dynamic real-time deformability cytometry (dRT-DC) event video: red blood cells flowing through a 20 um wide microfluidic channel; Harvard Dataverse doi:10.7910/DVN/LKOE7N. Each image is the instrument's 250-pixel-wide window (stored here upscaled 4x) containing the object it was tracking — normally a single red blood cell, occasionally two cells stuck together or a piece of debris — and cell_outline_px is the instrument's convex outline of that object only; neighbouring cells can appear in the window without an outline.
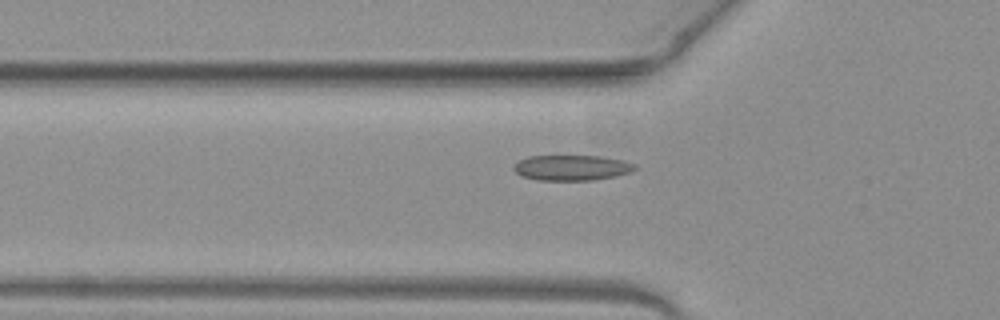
{"species": "common noctule bat (a hibernating species)", "species_latin": "Nyctalus noctula", "temperature_condition": "warm", "stored_images_in_passage": 27, "camera_frame_rate_fps": 3000, "um_per_image_px": 0.085, "animal": {"sex": "female", "body_mass_g": 19.3, "forearm_length_mm": 54.1}, "frame": {"image": 1, "passage_image": 2, "time_ms": 0.333, "image_size_px": [1000, 320], "cell_outline_px": [[636, 168], [632, 172], [616, 176], [592, 180], [536, 180], [520, 176], [512, 168], [520, 160], [528, 156], [600, 156], [624, 160], [636, 164]], "centroid_in_image_um": [48.62, 14.26], "position_along_channel_um": 77.2, "area_um2": 18.03}}
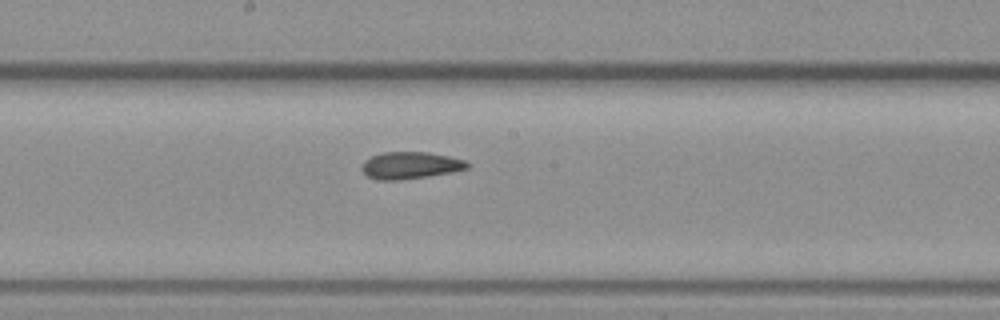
{"frame": {"image": 2, "passage_image": 12, "time_ms": 3.667, "image_size_px": [1000, 320], "cell_outline_px": [[472, 164], [468, 168], [452, 172], [428, 176], [400, 180], [376, 180], [368, 176], [360, 168], [364, 160], [372, 156], [384, 152], [428, 152], [448, 156], [464, 160]], "centroid_in_image_um": [34.88, 14.06], "position_along_channel_um": 213.3, "area_um2": 16.65}}
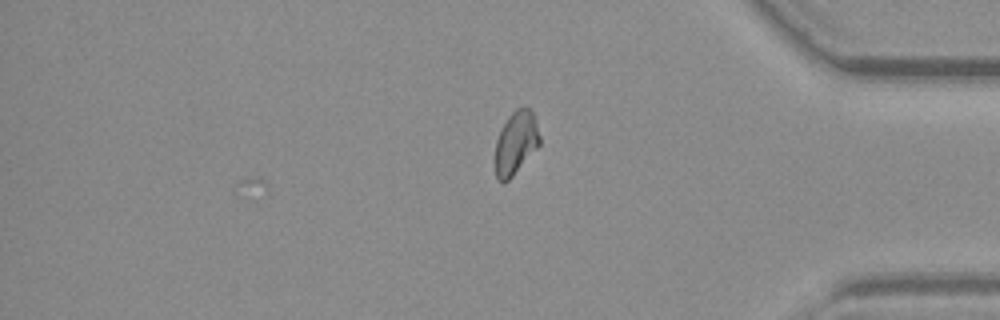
{"frame": {"image": 3, "passage_image": 27, "time_ms": 8.667, "image_size_px": [1000, 320], "cell_outline_px": [[540, 144], [512, 176], [508, 180], [500, 180], [496, 176], [496, 140], [508, 116], [516, 108], [532, 108], [540, 136]], "centroid_in_image_um": [43.87, 12.09], "position_along_channel_um": 391.3, "area_um2": 15.95}, "authors_computed_cell_mechanics": {"area_um2": 16.762, "velocity_mm_per_s": 4.0606, "shape_relaxation_time_tau1_ms": null, "shape_relaxation_time_tau2_ms": 1.7382, "deformation_change_tau1": null, "deformation_change_tau2": 0.0748}}